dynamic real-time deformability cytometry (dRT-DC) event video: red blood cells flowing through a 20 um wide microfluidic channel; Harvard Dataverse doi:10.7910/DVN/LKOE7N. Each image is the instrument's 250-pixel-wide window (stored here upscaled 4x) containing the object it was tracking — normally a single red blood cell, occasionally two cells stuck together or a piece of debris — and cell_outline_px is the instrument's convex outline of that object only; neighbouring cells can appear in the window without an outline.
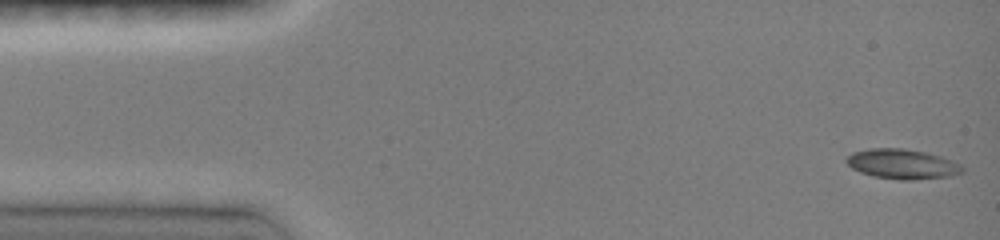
{"species": "common noctule bat (a hibernating species)", "species_latin": "Nyctalus noctula", "temperature_condition": "room temperature", "stored_images_in_passage": 11, "camera_frame_rate_fps": 3000, "um_per_image_px": 0.085, "animal": {"sex": "female", "body_mass_g": 19.0, "forearm_length_mm": 51.5}, "frame": {"image": 1, "passage_image": 1, "time_ms": 0.0, "image_size_px": [1000, 240], "cell_outline_px": [[964, 172], [952, 176], [912, 180], [900, 180], [872, 176], [860, 172], [852, 168], [844, 160], [852, 152], [868, 148], [904, 148], [924, 152], [940, 156], [952, 160], [960, 164], [964, 168]], "centroid_in_image_um": [76.69, 13.94], "position_along_channel_um": 8.3, "area_um2": 20.35}}
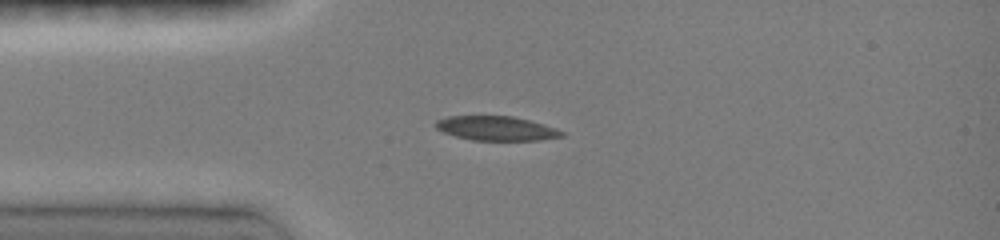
{"frame": {"image": 2, "passage_image": 7, "time_ms": 3.333, "image_size_px": [1000, 240], "cell_outline_px": [[564, 136], [540, 140], [472, 140], [456, 136], [444, 132], [436, 128], [436, 120], [448, 116], [512, 116], [544, 124], [556, 128], [564, 132]], "centroid_in_image_um": [42.2, 10.91], "position_along_channel_um": 42.8, "area_um2": 17.74}}